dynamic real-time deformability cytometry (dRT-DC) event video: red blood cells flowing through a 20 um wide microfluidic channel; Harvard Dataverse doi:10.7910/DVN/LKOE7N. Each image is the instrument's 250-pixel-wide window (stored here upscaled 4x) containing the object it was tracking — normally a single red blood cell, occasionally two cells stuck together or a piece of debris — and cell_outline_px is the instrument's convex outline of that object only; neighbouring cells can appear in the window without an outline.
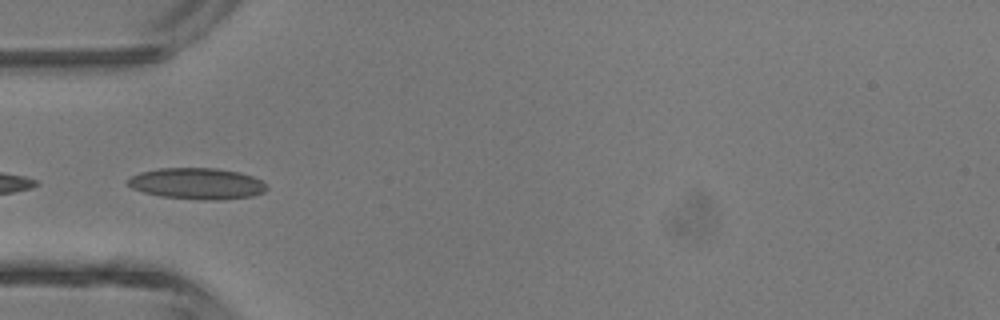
{"species": "common noctule bat (a hibernating species)", "species_latin": "Nyctalus noctula", "temperature_condition": "room temperature", "stored_images_in_passage": 5, "camera_frame_rate_fps": 3000, "um_per_image_px": 0.085, "animal": {"sex": "male", "body_mass_g": 13.3}, "frame": {"image": 1, "passage_image": 4, "time_ms": 3.667, "image_size_px": [1000, 320], "cell_outline_px": [[268, 188], [264, 192], [252, 196], [220, 200], [200, 200], [160, 196], [144, 192], [132, 188], [128, 184], [128, 180], [132, 176], [140, 172], [160, 168], [216, 168], [240, 172], [252, 176], [268, 184]], "centroid_in_image_um": [16.79, 15.61], "position_along_channel_um": 68.2, "area_um2": 25.37}}
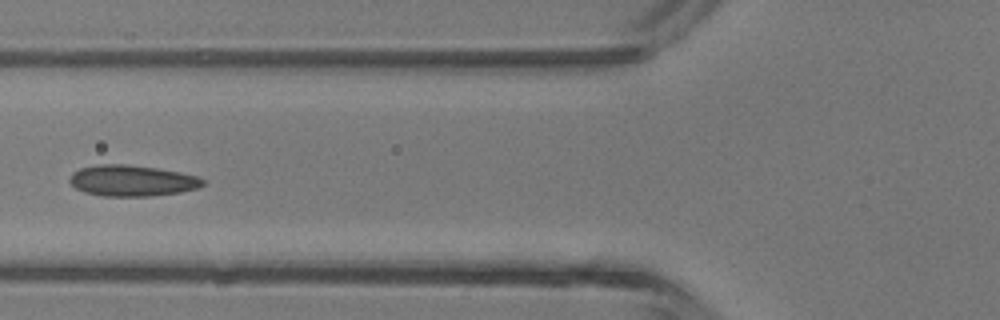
{"frame": {"image": 2, "passage_image": 5, "time_ms": 4.667, "image_size_px": [1000, 320], "cell_outline_px": [[204, 184], [200, 188], [180, 192], [152, 196], [100, 196], [84, 192], [76, 188], [68, 180], [72, 172], [80, 168], [100, 164], [128, 164], [156, 168], [180, 172], [200, 176], [204, 180]], "centroid_in_image_um": [11.24, 15.36], "position_along_channel_um": 114.6, "area_um2": 24.33}}